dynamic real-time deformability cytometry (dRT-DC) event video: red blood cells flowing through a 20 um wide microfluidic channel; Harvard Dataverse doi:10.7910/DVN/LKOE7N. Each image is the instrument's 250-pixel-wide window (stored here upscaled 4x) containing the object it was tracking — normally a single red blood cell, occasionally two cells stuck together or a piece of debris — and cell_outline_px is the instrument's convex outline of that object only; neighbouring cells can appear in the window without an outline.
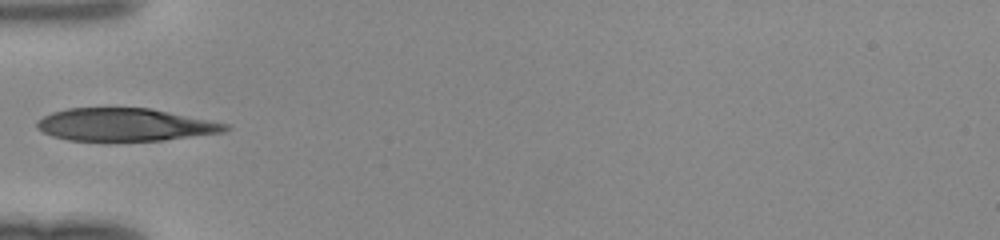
{"species": "human", "species_latin": "Homo sapiens", "temperature_condition": "room temperature", "stored_images_in_passage": 32, "camera_frame_rate_fps": 3000, "um_per_image_px": 0.085, "donor": {"sex": "female"}, "frame": {"image": 1, "passage_image": 1, "time_ms": 0.0, "image_size_px": [1000, 240], "cell_outline_px": [[232, 128], [224, 132], [164, 140], [68, 140], [52, 136], [36, 128], [36, 120], [52, 112], [68, 108], [148, 108], [232, 124]], "centroid_in_image_um": [10.65, 10.59], "position_along_channel_um": 74.3, "area_um2": 35.84}}
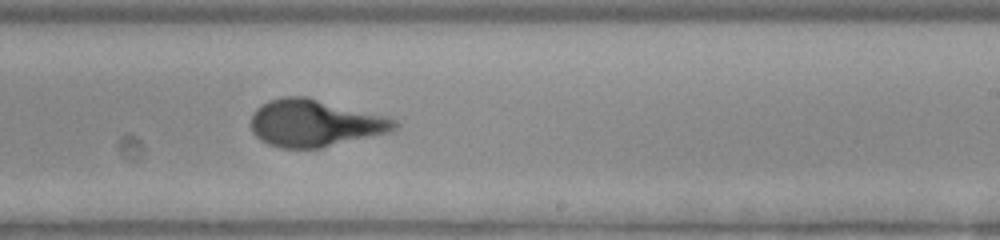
{"frame": {"image": 2, "passage_image": 14, "time_ms": 4.333, "image_size_px": [1000, 240], "cell_outline_px": [[400, 124], [392, 132], [320, 148], [280, 148], [268, 144], [260, 140], [252, 132], [252, 116], [256, 108], [260, 104], [268, 100], [284, 96], [308, 96], [388, 116], [396, 120]], "centroid_in_image_um": [26.79, 10.45], "position_along_channel_um": 262.2, "area_um2": 39.94}}
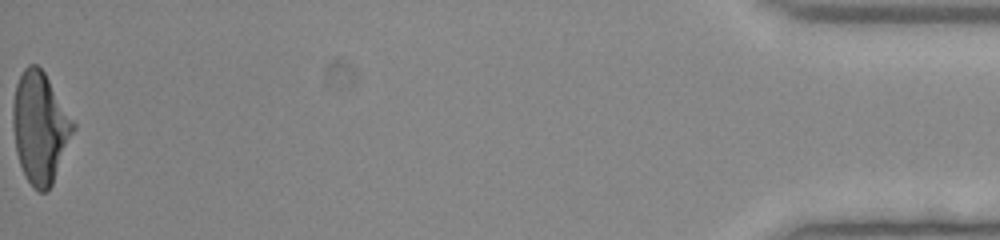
{"frame": {"image": 3, "passage_image": 32, "time_ms": 10.333, "image_size_px": [1000, 240], "cell_outline_px": [[76, 128], [52, 184], [48, 192], [40, 192], [28, 180], [20, 164], [16, 152], [12, 124], [12, 104], [16, 84], [24, 68], [28, 64], [36, 64], [44, 72], [76, 124]], "centroid_in_image_um": [3.4, 10.83], "position_along_channel_um": 431.8, "area_um2": 38.9}}